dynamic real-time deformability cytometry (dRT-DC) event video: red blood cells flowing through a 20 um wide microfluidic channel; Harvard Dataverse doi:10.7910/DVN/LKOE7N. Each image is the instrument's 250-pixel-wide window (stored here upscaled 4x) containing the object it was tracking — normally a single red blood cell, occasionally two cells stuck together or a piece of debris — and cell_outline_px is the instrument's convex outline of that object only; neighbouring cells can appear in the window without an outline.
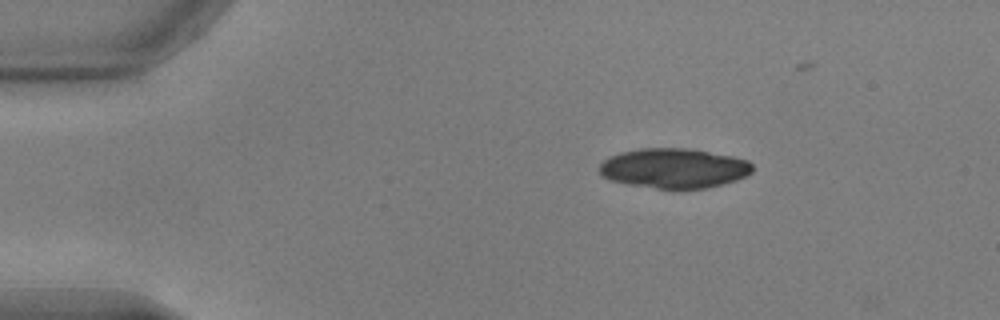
{"species": "common noctule bat (a hibernating species)", "species_latin": "Nyctalus noctula", "temperature_condition": "warm", "stored_images_in_passage": 29, "camera_frame_rate_fps": 3000, "um_per_image_px": 0.085, "animal": {"sex": "male", "body_mass_g": 17.9, "forearm_length_mm": 54.2}, "frame": {"image": 1, "passage_image": 1, "time_ms": 0.0, "image_size_px": [1000, 320], "cell_outline_px": [[752, 172], [736, 180], [708, 188], [656, 188], [628, 184], [608, 180], [600, 176], [600, 164], [604, 160], [620, 152], [640, 148], [688, 148], [732, 156], [748, 160], [752, 164]], "centroid_in_image_um": [57.27, 14.29], "position_along_channel_um": 27.7, "area_um2": 35.43}}